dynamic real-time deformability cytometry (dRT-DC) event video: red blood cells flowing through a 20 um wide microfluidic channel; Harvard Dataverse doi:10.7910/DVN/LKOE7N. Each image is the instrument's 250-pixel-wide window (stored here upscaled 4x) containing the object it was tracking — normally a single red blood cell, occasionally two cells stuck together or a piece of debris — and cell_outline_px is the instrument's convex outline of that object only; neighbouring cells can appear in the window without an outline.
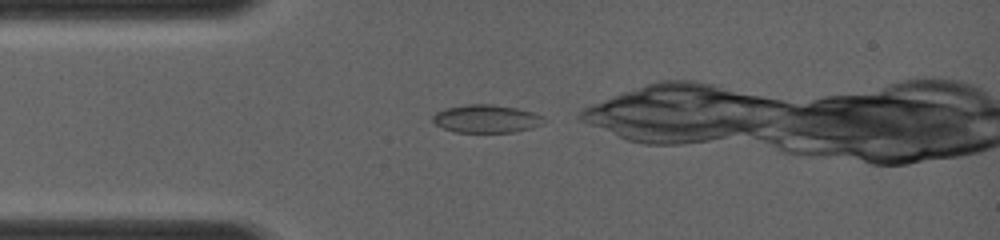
{"species": "common noctule bat (a hibernating species)", "species_latin": "Nyctalus noctula", "temperature_condition": "room temperature", "stored_images_in_passage": 36, "camera_frame_rate_fps": 4000, "um_per_image_px": 0.085, "animal": {"sex": "female", "body_mass_g": 19.0, "forearm_length_mm": 56.7}, "frame": {"image": 1, "passage_image": 1, "time_ms": 0.0, "image_size_px": [1000, 240], "cell_outline_px": [[544, 124], [532, 128], [512, 132], [456, 132], [444, 128], [436, 124], [432, 120], [432, 116], [436, 112], [444, 108], [468, 104], [492, 104], [516, 108], [532, 112], [544, 116]], "centroid_in_image_um": [41.34, 10.09], "position_along_channel_um": 43.7, "area_um2": 18.15}}
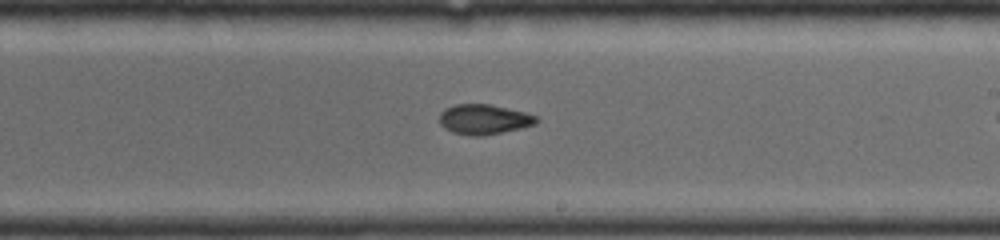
{"frame": {"image": 2, "passage_image": 19, "time_ms": 4.5, "image_size_px": [1000, 240], "cell_outline_px": [[540, 120], [536, 124], [520, 128], [484, 136], [472, 136], [452, 132], [444, 128], [440, 124], [440, 112], [444, 108], [456, 104], [488, 104], [524, 112], [536, 116]], "centroid_in_image_um": [41.11, 10.15], "position_along_channel_um": 247.9, "area_um2": 16.94}}
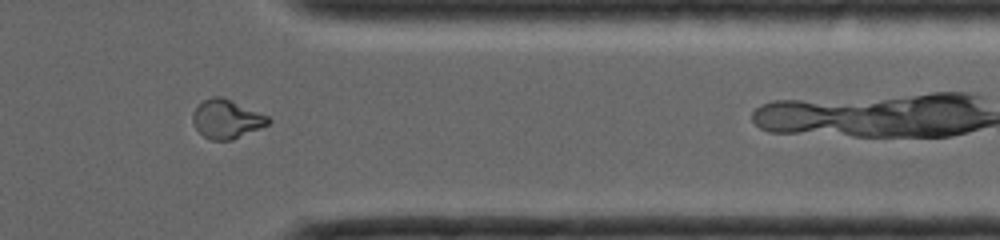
{"frame": {"image": 3, "passage_image": 31, "time_ms": 7.5, "image_size_px": [1000, 240], "cell_outline_px": [[272, 120], [268, 124], [232, 140], [212, 140], [204, 136], [196, 128], [192, 120], [192, 112], [204, 100], [212, 96], [224, 96], [268, 116]], "centroid_in_image_um": [19.26, 10.1], "position_along_channel_um": 392.1, "area_um2": 16.99}}